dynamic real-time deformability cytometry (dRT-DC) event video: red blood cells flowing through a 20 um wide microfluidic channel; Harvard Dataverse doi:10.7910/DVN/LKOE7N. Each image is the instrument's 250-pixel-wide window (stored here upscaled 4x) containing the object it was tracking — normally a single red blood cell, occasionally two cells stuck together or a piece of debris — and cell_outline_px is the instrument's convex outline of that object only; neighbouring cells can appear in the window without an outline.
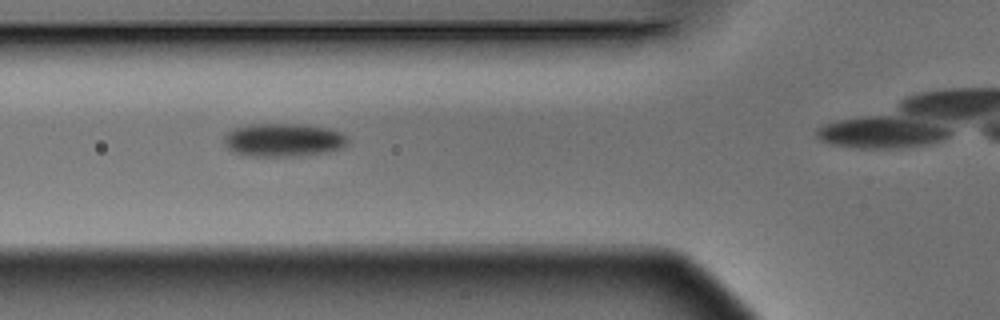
{"species": "Egyptian fruit bat (a non-hibernating species)", "species_latin": "Rousettus aegyptiacus", "temperature_condition": "warm", "stored_images_in_passage": 10, "camera_frame_rate_fps": 3000, "um_per_image_px": 0.085, "animal": {"sex": "male"}, "frame": {"image": 1, "passage_image": 4, "time_ms": 1.0, "image_size_px": [1000, 320], "cell_outline_px": [[348, 144], [344, 148], [328, 152], [300, 156], [248, 156], [232, 152], [224, 144], [224, 136], [228, 132], [236, 128], [252, 124], [300, 124], [332, 128], [348, 136]], "centroid_in_image_um": [24.14, 11.91], "position_along_channel_um": 101.7, "area_um2": 24.33}}
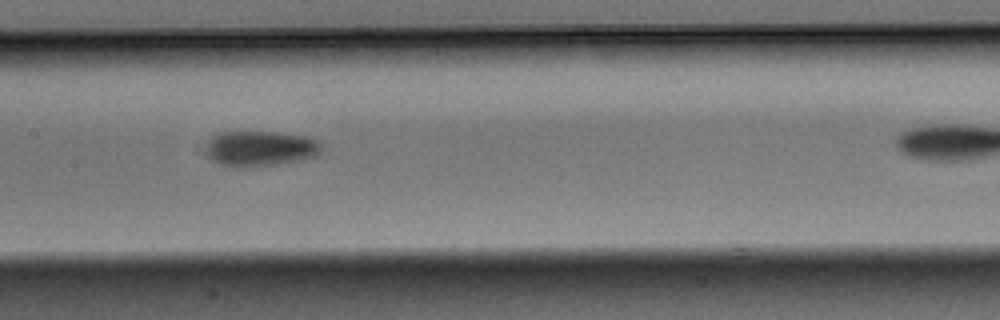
{"frame": {"image": 2, "passage_image": 6, "time_ms": 1.667, "image_size_px": [1000, 320], "cell_outline_px": [[320, 152], [316, 156], [296, 160], [248, 168], [236, 168], [220, 164], [212, 160], [208, 156], [208, 140], [212, 136], [220, 132], [276, 132], [304, 136], [316, 140], [320, 144]], "centroid_in_image_um": [22.07, 12.63], "position_along_channel_um": 185.3, "area_um2": 23.52}}